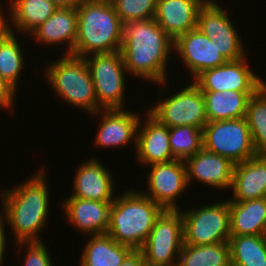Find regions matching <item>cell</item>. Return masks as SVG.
<instances>
[{
  "mask_svg": "<svg viewBox=\"0 0 266 266\" xmlns=\"http://www.w3.org/2000/svg\"><path fill=\"white\" fill-rule=\"evenodd\" d=\"M216 0H207L200 8L197 28L210 40L216 41L219 52L227 61H235L245 57V47L237 33L231 17L219 6Z\"/></svg>",
  "mask_w": 266,
  "mask_h": 266,
  "instance_id": "cell-11",
  "label": "cell"
},
{
  "mask_svg": "<svg viewBox=\"0 0 266 266\" xmlns=\"http://www.w3.org/2000/svg\"><path fill=\"white\" fill-rule=\"evenodd\" d=\"M245 118L256 155H266V83L250 97Z\"/></svg>",
  "mask_w": 266,
  "mask_h": 266,
  "instance_id": "cell-29",
  "label": "cell"
},
{
  "mask_svg": "<svg viewBox=\"0 0 266 266\" xmlns=\"http://www.w3.org/2000/svg\"><path fill=\"white\" fill-rule=\"evenodd\" d=\"M207 0H157L154 19L175 40L197 27L200 8Z\"/></svg>",
  "mask_w": 266,
  "mask_h": 266,
  "instance_id": "cell-20",
  "label": "cell"
},
{
  "mask_svg": "<svg viewBox=\"0 0 266 266\" xmlns=\"http://www.w3.org/2000/svg\"><path fill=\"white\" fill-rule=\"evenodd\" d=\"M133 251L109 234L91 235L80 258V266H120Z\"/></svg>",
  "mask_w": 266,
  "mask_h": 266,
  "instance_id": "cell-26",
  "label": "cell"
},
{
  "mask_svg": "<svg viewBox=\"0 0 266 266\" xmlns=\"http://www.w3.org/2000/svg\"><path fill=\"white\" fill-rule=\"evenodd\" d=\"M230 235H265L266 197L229 201Z\"/></svg>",
  "mask_w": 266,
  "mask_h": 266,
  "instance_id": "cell-23",
  "label": "cell"
},
{
  "mask_svg": "<svg viewBox=\"0 0 266 266\" xmlns=\"http://www.w3.org/2000/svg\"><path fill=\"white\" fill-rule=\"evenodd\" d=\"M231 190L233 198L229 201H246L266 197V155L235 164Z\"/></svg>",
  "mask_w": 266,
  "mask_h": 266,
  "instance_id": "cell-21",
  "label": "cell"
},
{
  "mask_svg": "<svg viewBox=\"0 0 266 266\" xmlns=\"http://www.w3.org/2000/svg\"><path fill=\"white\" fill-rule=\"evenodd\" d=\"M163 209L139 190H125L110 209L107 234L117 243L140 250Z\"/></svg>",
  "mask_w": 266,
  "mask_h": 266,
  "instance_id": "cell-4",
  "label": "cell"
},
{
  "mask_svg": "<svg viewBox=\"0 0 266 266\" xmlns=\"http://www.w3.org/2000/svg\"><path fill=\"white\" fill-rule=\"evenodd\" d=\"M94 158L78 166L73 178V194L70 196L92 201H114V177L110 170Z\"/></svg>",
  "mask_w": 266,
  "mask_h": 266,
  "instance_id": "cell-18",
  "label": "cell"
},
{
  "mask_svg": "<svg viewBox=\"0 0 266 266\" xmlns=\"http://www.w3.org/2000/svg\"><path fill=\"white\" fill-rule=\"evenodd\" d=\"M16 94L17 90L0 75V107L13 109Z\"/></svg>",
  "mask_w": 266,
  "mask_h": 266,
  "instance_id": "cell-34",
  "label": "cell"
},
{
  "mask_svg": "<svg viewBox=\"0 0 266 266\" xmlns=\"http://www.w3.org/2000/svg\"><path fill=\"white\" fill-rule=\"evenodd\" d=\"M249 64L246 56L227 61L221 66L202 71L192 82L201 91L256 92L266 81L255 74Z\"/></svg>",
  "mask_w": 266,
  "mask_h": 266,
  "instance_id": "cell-12",
  "label": "cell"
},
{
  "mask_svg": "<svg viewBox=\"0 0 266 266\" xmlns=\"http://www.w3.org/2000/svg\"><path fill=\"white\" fill-rule=\"evenodd\" d=\"M113 201H92L69 196L63 207L66 221L83 234H106Z\"/></svg>",
  "mask_w": 266,
  "mask_h": 266,
  "instance_id": "cell-19",
  "label": "cell"
},
{
  "mask_svg": "<svg viewBox=\"0 0 266 266\" xmlns=\"http://www.w3.org/2000/svg\"><path fill=\"white\" fill-rule=\"evenodd\" d=\"M125 109H101L90 115L97 117L103 114L95 138V146L104 148L123 147L133 140L136 149L137 127L140 113ZM100 113V114H99Z\"/></svg>",
  "mask_w": 266,
  "mask_h": 266,
  "instance_id": "cell-15",
  "label": "cell"
},
{
  "mask_svg": "<svg viewBox=\"0 0 266 266\" xmlns=\"http://www.w3.org/2000/svg\"><path fill=\"white\" fill-rule=\"evenodd\" d=\"M39 171L19 186L0 193L3 206L1 215L13 230L16 243L42 241L38 235L48 223L49 187L45 170Z\"/></svg>",
  "mask_w": 266,
  "mask_h": 266,
  "instance_id": "cell-2",
  "label": "cell"
},
{
  "mask_svg": "<svg viewBox=\"0 0 266 266\" xmlns=\"http://www.w3.org/2000/svg\"><path fill=\"white\" fill-rule=\"evenodd\" d=\"M46 81L66 104L78 107L87 114L97 112L94 84L84 57L65 54L46 66Z\"/></svg>",
  "mask_w": 266,
  "mask_h": 266,
  "instance_id": "cell-5",
  "label": "cell"
},
{
  "mask_svg": "<svg viewBox=\"0 0 266 266\" xmlns=\"http://www.w3.org/2000/svg\"><path fill=\"white\" fill-rule=\"evenodd\" d=\"M84 58L94 84L97 111L125 109V73L128 72L121 52L91 54Z\"/></svg>",
  "mask_w": 266,
  "mask_h": 266,
  "instance_id": "cell-6",
  "label": "cell"
},
{
  "mask_svg": "<svg viewBox=\"0 0 266 266\" xmlns=\"http://www.w3.org/2000/svg\"><path fill=\"white\" fill-rule=\"evenodd\" d=\"M181 89L167 99L162 98L148 112L168 128L188 125L203 129L208 118L202 91L193 82Z\"/></svg>",
  "mask_w": 266,
  "mask_h": 266,
  "instance_id": "cell-10",
  "label": "cell"
},
{
  "mask_svg": "<svg viewBox=\"0 0 266 266\" xmlns=\"http://www.w3.org/2000/svg\"><path fill=\"white\" fill-rule=\"evenodd\" d=\"M77 39L73 55L120 51L124 24L110 0H84L78 7Z\"/></svg>",
  "mask_w": 266,
  "mask_h": 266,
  "instance_id": "cell-3",
  "label": "cell"
},
{
  "mask_svg": "<svg viewBox=\"0 0 266 266\" xmlns=\"http://www.w3.org/2000/svg\"><path fill=\"white\" fill-rule=\"evenodd\" d=\"M143 125L137 127L136 158L145 167L174 160L169 143V128L148 111ZM142 125V126H141Z\"/></svg>",
  "mask_w": 266,
  "mask_h": 266,
  "instance_id": "cell-16",
  "label": "cell"
},
{
  "mask_svg": "<svg viewBox=\"0 0 266 266\" xmlns=\"http://www.w3.org/2000/svg\"><path fill=\"white\" fill-rule=\"evenodd\" d=\"M231 266H266L265 235H231Z\"/></svg>",
  "mask_w": 266,
  "mask_h": 266,
  "instance_id": "cell-27",
  "label": "cell"
},
{
  "mask_svg": "<svg viewBox=\"0 0 266 266\" xmlns=\"http://www.w3.org/2000/svg\"><path fill=\"white\" fill-rule=\"evenodd\" d=\"M120 266H145L141 251L133 250Z\"/></svg>",
  "mask_w": 266,
  "mask_h": 266,
  "instance_id": "cell-35",
  "label": "cell"
},
{
  "mask_svg": "<svg viewBox=\"0 0 266 266\" xmlns=\"http://www.w3.org/2000/svg\"><path fill=\"white\" fill-rule=\"evenodd\" d=\"M169 143L173 157L185 161L203 148V129L188 125L169 128Z\"/></svg>",
  "mask_w": 266,
  "mask_h": 266,
  "instance_id": "cell-31",
  "label": "cell"
},
{
  "mask_svg": "<svg viewBox=\"0 0 266 266\" xmlns=\"http://www.w3.org/2000/svg\"><path fill=\"white\" fill-rule=\"evenodd\" d=\"M4 222H6L5 221V219H4V217H2V215L0 216V266H2V264H3V261L5 260L4 258H5V249H6V236L7 235H5L6 233V231H5V227L6 226H4L5 225V223Z\"/></svg>",
  "mask_w": 266,
  "mask_h": 266,
  "instance_id": "cell-37",
  "label": "cell"
},
{
  "mask_svg": "<svg viewBox=\"0 0 266 266\" xmlns=\"http://www.w3.org/2000/svg\"><path fill=\"white\" fill-rule=\"evenodd\" d=\"M255 92L202 91L208 121L240 119L246 115L250 97Z\"/></svg>",
  "mask_w": 266,
  "mask_h": 266,
  "instance_id": "cell-25",
  "label": "cell"
},
{
  "mask_svg": "<svg viewBox=\"0 0 266 266\" xmlns=\"http://www.w3.org/2000/svg\"><path fill=\"white\" fill-rule=\"evenodd\" d=\"M183 217V243L212 245L229 242V199L199 208L181 210Z\"/></svg>",
  "mask_w": 266,
  "mask_h": 266,
  "instance_id": "cell-7",
  "label": "cell"
},
{
  "mask_svg": "<svg viewBox=\"0 0 266 266\" xmlns=\"http://www.w3.org/2000/svg\"><path fill=\"white\" fill-rule=\"evenodd\" d=\"M123 24L154 19L157 0H110Z\"/></svg>",
  "mask_w": 266,
  "mask_h": 266,
  "instance_id": "cell-32",
  "label": "cell"
},
{
  "mask_svg": "<svg viewBox=\"0 0 266 266\" xmlns=\"http://www.w3.org/2000/svg\"><path fill=\"white\" fill-rule=\"evenodd\" d=\"M44 243L43 241L17 242L19 249H24L23 247L26 249L24 266H54Z\"/></svg>",
  "mask_w": 266,
  "mask_h": 266,
  "instance_id": "cell-33",
  "label": "cell"
},
{
  "mask_svg": "<svg viewBox=\"0 0 266 266\" xmlns=\"http://www.w3.org/2000/svg\"><path fill=\"white\" fill-rule=\"evenodd\" d=\"M216 41L210 40L197 27L174 40L173 51L191 72L193 80L202 71L225 64L227 60L218 51Z\"/></svg>",
  "mask_w": 266,
  "mask_h": 266,
  "instance_id": "cell-14",
  "label": "cell"
},
{
  "mask_svg": "<svg viewBox=\"0 0 266 266\" xmlns=\"http://www.w3.org/2000/svg\"><path fill=\"white\" fill-rule=\"evenodd\" d=\"M8 5L11 31L18 30L24 35L34 31L58 9L51 0H11Z\"/></svg>",
  "mask_w": 266,
  "mask_h": 266,
  "instance_id": "cell-24",
  "label": "cell"
},
{
  "mask_svg": "<svg viewBox=\"0 0 266 266\" xmlns=\"http://www.w3.org/2000/svg\"><path fill=\"white\" fill-rule=\"evenodd\" d=\"M203 148L238 164L256 155L246 118L208 121L203 127Z\"/></svg>",
  "mask_w": 266,
  "mask_h": 266,
  "instance_id": "cell-9",
  "label": "cell"
},
{
  "mask_svg": "<svg viewBox=\"0 0 266 266\" xmlns=\"http://www.w3.org/2000/svg\"><path fill=\"white\" fill-rule=\"evenodd\" d=\"M173 45L155 19L125 23L120 52L128 74L164 86Z\"/></svg>",
  "mask_w": 266,
  "mask_h": 266,
  "instance_id": "cell-1",
  "label": "cell"
},
{
  "mask_svg": "<svg viewBox=\"0 0 266 266\" xmlns=\"http://www.w3.org/2000/svg\"><path fill=\"white\" fill-rule=\"evenodd\" d=\"M77 9L58 8L44 23L32 31L36 41L47 46L66 45V54L73 55V48L77 39Z\"/></svg>",
  "mask_w": 266,
  "mask_h": 266,
  "instance_id": "cell-22",
  "label": "cell"
},
{
  "mask_svg": "<svg viewBox=\"0 0 266 266\" xmlns=\"http://www.w3.org/2000/svg\"><path fill=\"white\" fill-rule=\"evenodd\" d=\"M17 39L16 34L12 32L0 44V75L16 90L26 61Z\"/></svg>",
  "mask_w": 266,
  "mask_h": 266,
  "instance_id": "cell-30",
  "label": "cell"
},
{
  "mask_svg": "<svg viewBox=\"0 0 266 266\" xmlns=\"http://www.w3.org/2000/svg\"><path fill=\"white\" fill-rule=\"evenodd\" d=\"M150 172L146 181L147 193L144 195L157 203L163 210H180L176 204L178 197L188 187L186 165L183 160L174 159L169 162L148 166Z\"/></svg>",
  "mask_w": 266,
  "mask_h": 266,
  "instance_id": "cell-13",
  "label": "cell"
},
{
  "mask_svg": "<svg viewBox=\"0 0 266 266\" xmlns=\"http://www.w3.org/2000/svg\"><path fill=\"white\" fill-rule=\"evenodd\" d=\"M184 162L188 185L197 180L218 190L231 189L235 164L228 158L202 148Z\"/></svg>",
  "mask_w": 266,
  "mask_h": 266,
  "instance_id": "cell-17",
  "label": "cell"
},
{
  "mask_svg": "<svg viewBox=\"0 0 266 266\" xmlns=\"http://www.w3.org/2000/svg\"><path fill=\"white\" fill-rule=\"evenodd\" d=\"M177 266H231L229 242L212 245L183 243Z\"/></svg>",
  "mask_w": 266,
  "mask_h": 266,
  "instance_id": "cell-28",
  "label": "cell"
},
{
  "mask_svg": "<svg viewBox=\"0 0 266 266\" xmlns=\"http://www.w3.org/2000/svg\"><path fill=\"white\" fill-rule=\"evenodd\" d=\"M58 8H72L77 9V7L84 0H51Z\"/></svg>",
  "mask_w": 266,
  "mask_h": 266,
  "instance_id": "cell-38",
  "label": "cell"
},
{
  "mask_svg": "<svg viewBox=\"0 0 266 266\" xmlns=\"http://www.w3.org/2000/svg\"><path fill=\"white\" fill-rule=\"evenodd\" d=\"M1 6V4H0ZM2 7H0V44L2 43V41L12 33L11 31V23H10V18L6 17L5 18V14L3 11V8L1 9ZM8 19V20H7ZM9 21V22H8ZM10 23V24H9Z\"/></svg>",
  "mask_w": 266,
  "mask_h": 266,
  "instance_id": "cell-36",
  "label": "cell"
},
{
  "mask_svg": "<svg viewBox=\"0 0 266 266\" xmlns=\"http://www.w3.org/2000/svg\"><path fill=\"white\" fill-rule=\"evenodd\" d=\"M183 246V217L180 210H163L140 249L145 266H177Z\"/></svg>",
  "mask_w": 266,
  "mask_h": 266,
  "instance_id": "cell-8",
  "label": "cell"
}]
</instances>
